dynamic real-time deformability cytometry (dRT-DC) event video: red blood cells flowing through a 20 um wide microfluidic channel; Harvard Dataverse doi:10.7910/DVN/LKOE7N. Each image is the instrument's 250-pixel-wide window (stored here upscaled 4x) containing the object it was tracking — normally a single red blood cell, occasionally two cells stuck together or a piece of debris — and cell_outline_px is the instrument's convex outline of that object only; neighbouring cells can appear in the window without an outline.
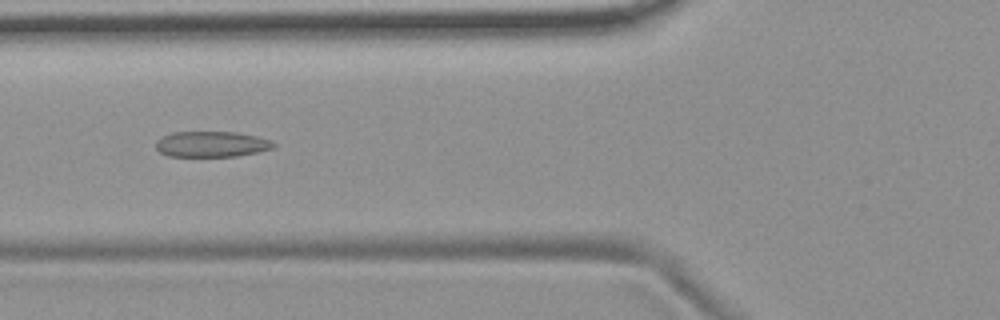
{"species": "common noctule bat (a hibernating species)", "species_latin": "Nyctalus noctula", "temperature_condition": "room temperature", "stored_images_in_passage": 42, "camera_frame_rate_fps": 3000, "um_per_image_px": 0.085, "animal": {"sex": "female", "body_mass_g": 19.9}, "frame": {"image": 1, "passage_image": 7, "time_ms": 2.0, "image_size_px": [1000, 320], "cell_outline_px": [[276, 144], [272, 148], [260, 152], [236, 156], [168, 156], [160, 152], [156, 148], [156, 140], [172, 132], [236, 132], [256, 136], [272, 140]], "centroid_in_image_um": [18.0, 12.25], "position_along_channel_um": 107.8, "area_um2": 17.63}}
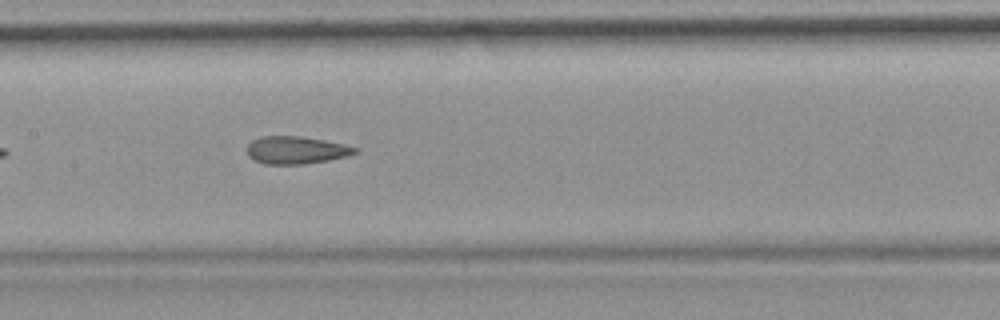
{"frame": {"image": 2, "passage_image": 13, "time_ms": 4.0, "image_size_px": [1000, 320], "cell_outline_px": [[360, 152], [348, 156], [328, 160], [304, 164], [264, 164], [248, 156], [248, 144], [252, 140], [260, 136], [300, 136], [324, 140], [344, 144], [360, 148]], "centroid_in_image_um": [25.21, 12.75], "position_along_channel_um": 182.2, "area_um2": 17.46}}
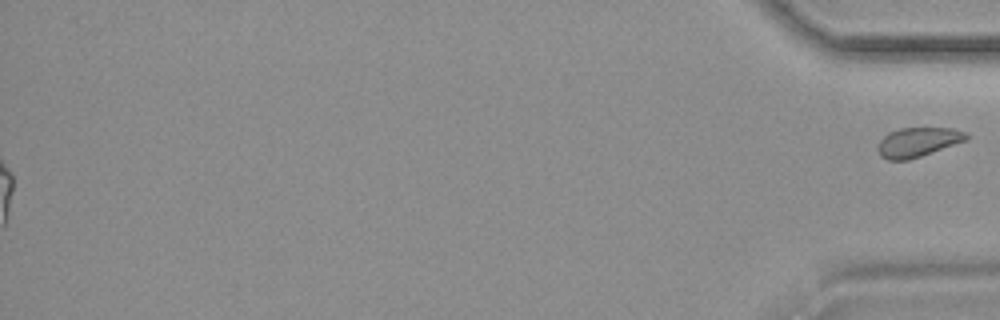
{"frame": {"image": 3, "passage_image": 42, "time_ms": 13.667, "image_size_px": [1000, 320], "cell_outline_px": [[968, 140], [908, 160], [888, 160], [880, 156], [876, 148], [880, 140], [888, 132], [900, 128], [952, 128], [964, 132], [968, 136]], "centroid_in_image_um": [77.98, 12.08], "position_along_channel_um": 357.2, "area_um2": 15.14}}